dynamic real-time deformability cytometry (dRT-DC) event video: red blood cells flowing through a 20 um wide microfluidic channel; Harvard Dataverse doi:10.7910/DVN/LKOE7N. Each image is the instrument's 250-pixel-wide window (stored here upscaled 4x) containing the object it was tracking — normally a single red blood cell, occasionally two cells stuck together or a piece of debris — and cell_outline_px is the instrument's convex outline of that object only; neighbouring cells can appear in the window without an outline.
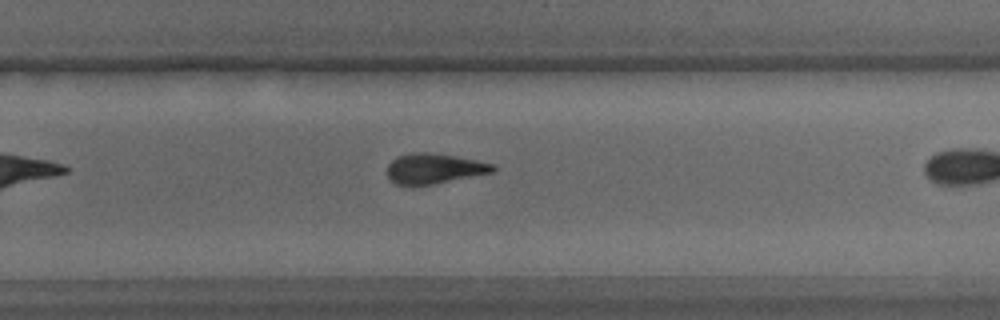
{"species": "common noctule bat (a hibernating species)", "species_latin": "Nyctalus noctula", "temperature_condition": "warm", "stored_images_in_passage": 26, "camera_frame_rate_fps": 3000, "um_per_image_px": 0.085, "animal": {"sex": "male", "body_mass_g": 15.6}, "frame": {"image": 1, "passage_image": 19, "time_ms": 6.0, "image_size_px": [1000, 320], "cell_outline_px": [[496, 168], [492, 172], [432, 184], [396, 184], [388, 180], [388, 164], [396, 156], [412, 152], [428, 152], [456, 156], [496, 164]], "centroid_in_image_um": [36.89, 14.3], "position_along_channel_um": 292.9, "area_um2": 18.44}}